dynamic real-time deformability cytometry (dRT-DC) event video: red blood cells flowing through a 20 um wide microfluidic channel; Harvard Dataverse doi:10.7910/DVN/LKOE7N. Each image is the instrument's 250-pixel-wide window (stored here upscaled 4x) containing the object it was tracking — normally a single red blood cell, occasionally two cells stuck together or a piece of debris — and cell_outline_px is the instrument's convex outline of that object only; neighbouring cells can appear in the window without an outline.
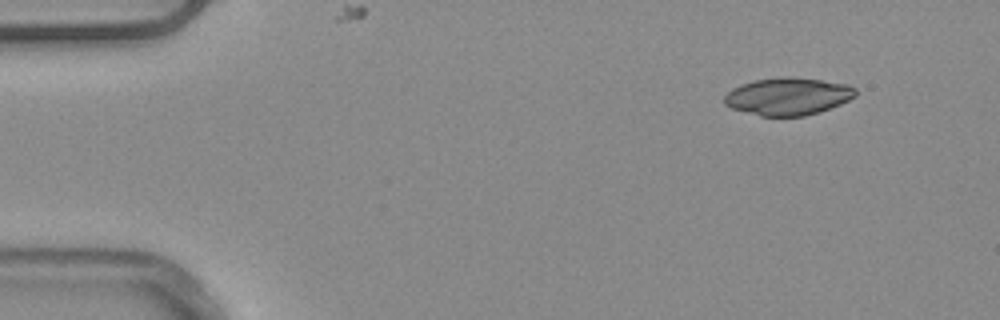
{"species": "common noctule bat (a hibernating species)", "species_latin": "Nyctalus noctula", "temperature_condition": "warm", "stored_images_in_passage": 47, "camera_frame_rate_fps": 3000, "um_per_image_px": 0.085, "animal": {"sex": "male", "body_mass_g": 20.4}, "frame": {"image": 1, "passage_image": 1, "time_ms": 0.0, "image_size_px": [1000, 320], "cell_outline_px": [[856, 96], [840, 104], [820, 112], [804, 116], [760, 116], [732, 108], [724, 104], [724, 96], [732, 88], [740, 84], [756, 80], [784, 76], [820, 80], [848, 84], [856, 88]], "centroid_in_image_um": [66.97, 8.19], "position_along_channel_um": 18.0, "area_um2": 28.61}}